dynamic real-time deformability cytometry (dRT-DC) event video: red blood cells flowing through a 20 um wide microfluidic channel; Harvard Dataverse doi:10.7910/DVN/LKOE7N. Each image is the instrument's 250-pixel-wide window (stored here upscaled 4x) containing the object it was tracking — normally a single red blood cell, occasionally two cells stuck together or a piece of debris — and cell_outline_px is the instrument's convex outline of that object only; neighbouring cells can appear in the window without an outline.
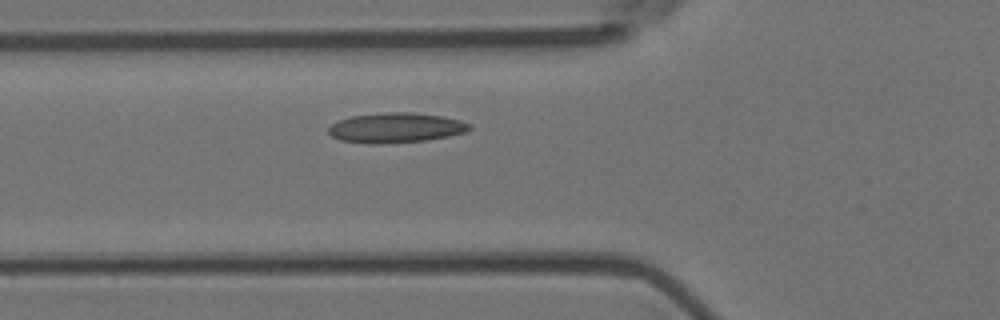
{"species": "Egyptian fruit bat (a non-hibernating species)", "species_latin": "Rousettus aegyptiacus", "temperature_condition": "room temperature", "stored_images_in_passage": 2, "camera_frame_rate_fps": 3000, "um_per_image_px": 0.085, "animal": {"sex": "female"}, "frame": {"image": 1, "passage_image": 2, "time_ms": 0.333, "image_size_px": [1000, 320], "cell_outline_px": [[472, 128], [468, 132], [428, 140], [376, 144], [368, 144], [340, 140], [332, 136], [328, 132], [328, 128], [332, 124], [340, 120], [352, 116], [380, 112], [412, 112], [440, 116], [460, 120], [472, 124]], "centroid_in_image_um": [33.67, 10.86], "position_along_channel_um": 92.1, "area_um2": 24.74}}